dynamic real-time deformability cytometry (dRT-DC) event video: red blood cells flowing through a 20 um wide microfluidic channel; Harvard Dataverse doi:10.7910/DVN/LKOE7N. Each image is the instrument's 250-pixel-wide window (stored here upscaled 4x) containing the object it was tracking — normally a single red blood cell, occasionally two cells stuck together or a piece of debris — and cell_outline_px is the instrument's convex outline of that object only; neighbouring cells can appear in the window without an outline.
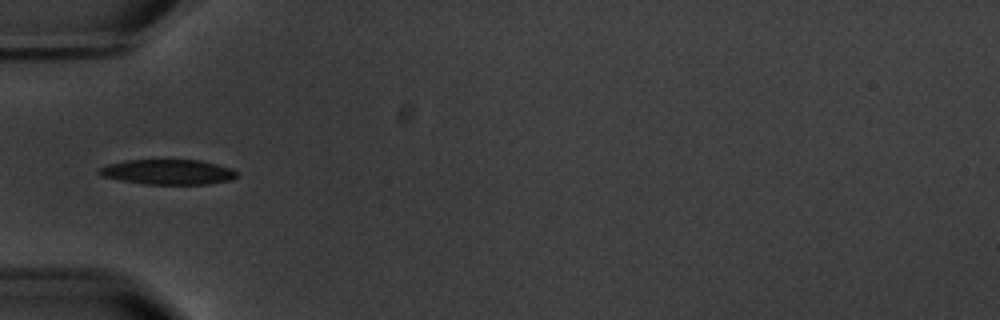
{"species": "common noctule bat (a hibernating species)", "species_latin": "Nyctalus noctula", "temperature_condition": "warm", "stored_images_in_passage": 8, "camera_frame_rate_fps": 3000, "um_per_image_px": 0.085, "animal": {"sex": "male", "body_mass_g": 20.1, "forearm_length_mm": 53.5}, "frame": {"image": 1, "passage_image": 2, "time_ms": 1.333, "image_size_px": [1000, 320], "cell_outline_px": [[240, 172], [236, 176], [228, 180], [208, 184], [144, 184], [120, 180], [100, 176], [96, 172], [100, 168], [108, 164], [124, 160], [200, 160], [232, 168]], "centroid_in_image_um": [14.25, 14.61], "position_along_channel_um": 70.7, "area_um2": 20.17}}
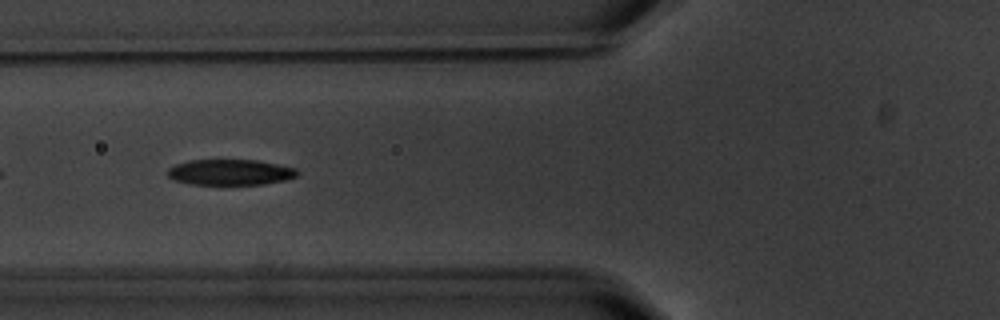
{"frame": {"image": 2, "passage_image": 3, "time_ms": 2.333, "image_size_px": [1000, 320], "cell_outline_px": [[300, 172], [296, 176], [284, 180], [264, 184], [192, 184], [172, 180], [168, 176], [168, 168], [176, 164], [188, 160], [256, 160], [296, 168]], "centroid_in_image_um": [19.55, 14.63], "position_along_channel_um": 106.2, "area_um2": 19.36}}
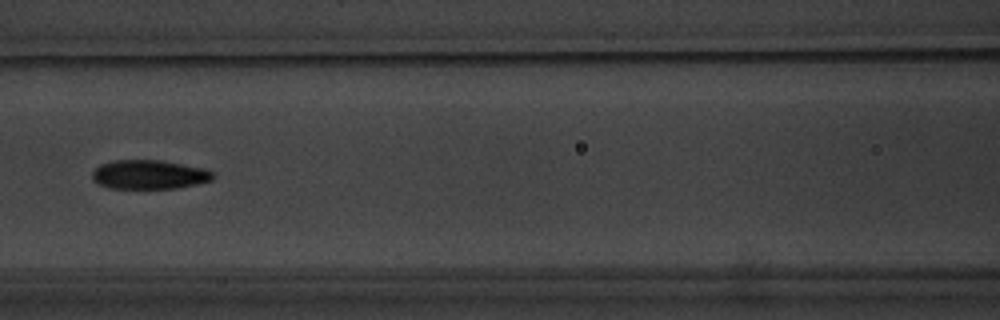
{"frame": {"image": 3, "passage_image": 4, "time_ms": 3.667, "image_size_px": [1000, 320], "cell_outline_px": [[216, 176], [212, 180], [196, 184], [176, 188], [108, 188], [92, 180], [92, 172], [100, 164], [116, 160], [160, 160], [204, 168], [212, 172]], "centroid_in_image_um": [12.68, 14.83], "position_along_channel_um": 153.9, "area_um2": 20.4}}